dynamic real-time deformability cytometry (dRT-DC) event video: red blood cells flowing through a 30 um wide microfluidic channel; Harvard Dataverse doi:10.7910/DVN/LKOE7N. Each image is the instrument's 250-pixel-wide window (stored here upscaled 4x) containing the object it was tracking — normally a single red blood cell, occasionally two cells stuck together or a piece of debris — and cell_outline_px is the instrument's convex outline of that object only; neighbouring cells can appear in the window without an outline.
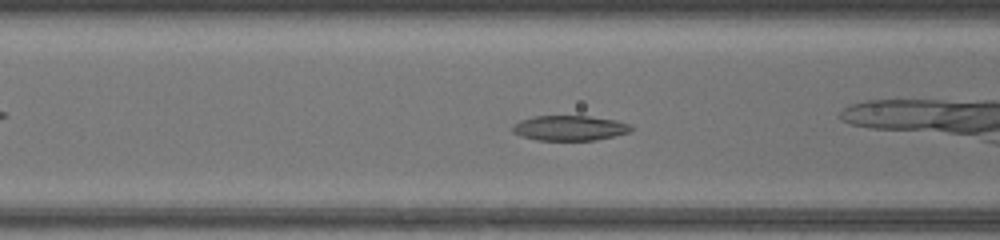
{"species": "common noctule bat (a hibernating species)", "species_latin": "Nyctalus noctula", "temperature_condition": "warm", "stored_images_in_passage": 35, "camera_frame_rate_fps": 3000, "um_per_image_px": 0.085, "animal": {"sex": "female", "body_mass_g": 17.0, "forearm_length_mm": 48.0}, "frame": {"image": 1, "passage_image": 6, "time_ms": 1.667, "image_size_px": [1000, 240], "cell_outline_px": [[632, 128], [628, 132], [596, 140], [536, 140], [520, 136], [512, 132], [512, 128], [520, 120], [536, 116], [588, 116], [616, 120], [632, 124]], "centroid_in_image_um": [48.41, 10.88], "position_along_channel_um": 118.2, "area_um2": 17.22}}
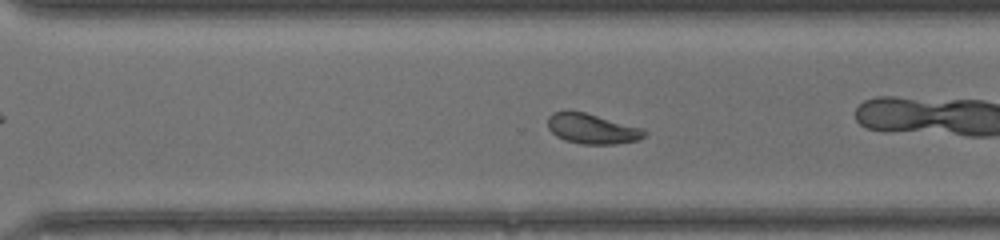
{"frame": {"image": 2, "passage_image": 20, "time_ms": 6.333, "image_size_px": [1000, 240], "cell_outline_px": [[648, 132], [644, 136], [636, 140], [616, 144], [580, 144], [564, 140], [556, 136], [548, 128], [548, 116], [552, 112], [584, 112], [644, 128]], "centroid_in_image_um": [50.34, 10.96], "position_along_channel_um": 320.3, "area_um2": 16.88}, "authors_computed_cell_mechanics": {"area_um2": 17.3978, "velocity_mm_per_s": 4.3385, "shape_relaxation_time_tau1_ms": 3.5091, "shape_relaxation_time_tau2_ms": 3.5045, "deformation_change_tau1": 0.1426, "deformation_change_tau2": 0.0968}}